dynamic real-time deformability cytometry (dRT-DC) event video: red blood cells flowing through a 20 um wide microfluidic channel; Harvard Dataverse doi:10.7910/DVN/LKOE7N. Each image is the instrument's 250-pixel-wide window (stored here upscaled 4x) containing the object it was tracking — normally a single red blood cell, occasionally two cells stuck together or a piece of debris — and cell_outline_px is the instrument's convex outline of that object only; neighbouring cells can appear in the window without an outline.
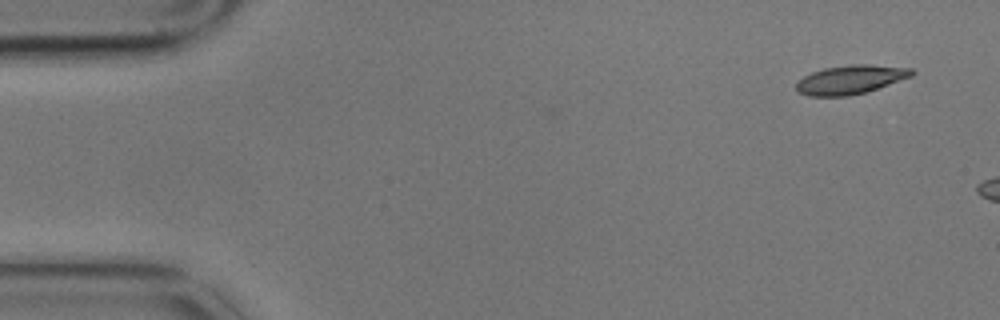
{"species": "common noctule bat (a hibernating species)", "species_latin": "Nyctalus noctula", "temperature_condition": "cold", "stored_images_in_passage": 3, "camera_frame_rate_fps": 3000, "um_per_image_px": 0.085, "animal": {"sex": "male", "body_mass_g": 17.9}, "frame": {"image": 1, "passage_image": 1, "time_ms": 0.0, "image_size_px": [1000, 320], "cell_outline_px": [[916, 72], [912, 76], [864, 92], [848, 96], [808, 96], [796, 92], [796, 80], [812, 72], [824, 68], [852, 64], [868, 64], [912, 68]], "centroid_in_image_um": [72.25, 6.76], "position_along_channel_um": 12.8, "area_um2": 19.42}}